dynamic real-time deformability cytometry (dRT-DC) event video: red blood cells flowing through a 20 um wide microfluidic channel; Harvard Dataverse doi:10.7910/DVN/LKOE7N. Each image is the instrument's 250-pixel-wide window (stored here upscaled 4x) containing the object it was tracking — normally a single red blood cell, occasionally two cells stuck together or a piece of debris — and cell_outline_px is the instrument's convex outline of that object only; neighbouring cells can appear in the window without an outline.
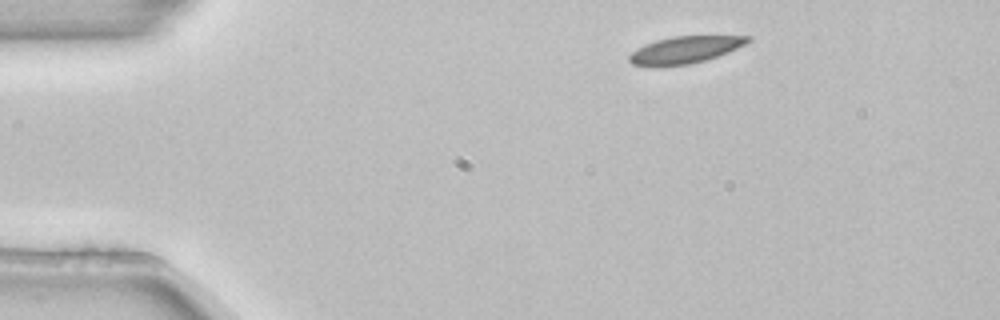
{"species": "common noctule bat (a hibernating species)", "species_latin": "Nyctalus noctula", "temperature_condition": "room temperature", "stored_images_in_passage": 5, "camera_frame_rate_fps": 3000, "um_per_image_px": 0.085, "animal": {"sex": "female", "body_mass_g": 22.7, "forearm_length_mm": 54.2}, "frame": {"image": 1, "passage_image": 1, "time_ms": 0.0, "image_size_px": [1000, 320], "cell_outline_px": [[752, 40], [728, 52], [704, 60], [688, 64], [632, 64], [628, 60], [628, 56], [636, 48], [644, 44], [656, 40], [672, 36], [752, 36]], "centroid_in_image_um": [58.24, 4.19], "position_along_channel_um": 26.8, "area_um2": 18.03}}
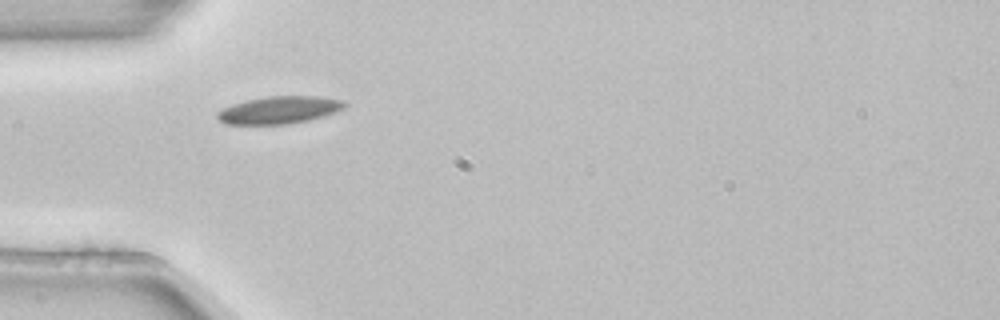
{"frame": {"image": 2, "passage_image": 3, "time_ms": 0.667, "image_size_px": [1000, 320], "cell_outline_px": [[348, 104], [344, 108], [324, 116], [308, 120], [288, 124], [224, 124], [216, 116], [216, 112], [232, 104], [248, 100], [268, 96], [320, 96], [344, 100]], "centroid_in_image_um": [23.76, 9.34], "position_along_channel_um": 61.2, "area_um2": 20.35}}